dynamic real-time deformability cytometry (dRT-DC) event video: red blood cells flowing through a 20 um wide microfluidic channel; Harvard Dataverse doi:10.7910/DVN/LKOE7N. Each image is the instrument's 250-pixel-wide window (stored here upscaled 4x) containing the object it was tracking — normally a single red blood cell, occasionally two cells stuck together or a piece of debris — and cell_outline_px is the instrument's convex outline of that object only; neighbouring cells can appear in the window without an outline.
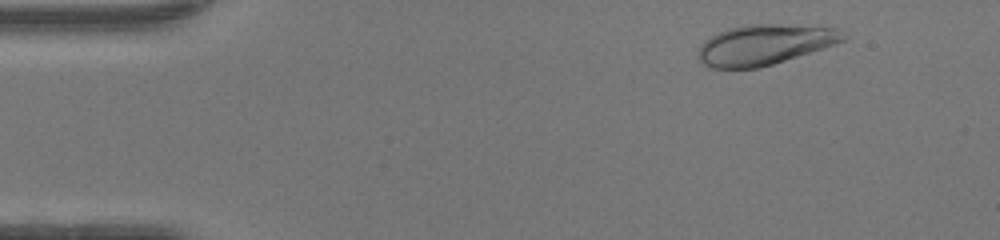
{"species": "human", "species_latin": "Homo sapiens", "temperature_condition": "warm", "stored_images_in_passage": 47, "camera_frame_rate_fps": 3000, "um_per_image_px": 0.085, "donor": {"sex": "female"}, "frame": {"image": 1, "passage_image": 4, "time_ms": 1.0, "image_size_px": [1000, 240], "cell_outline_px": [[848, 36], [844, 40], [760, 68], [708, 68], [696, 56], [700, 44], [704, 40], [728, 28], [748, 24], [776, 24], [832, 28]], "centroid_in_image_um": [64.87, 3.8], "position_along_channel_um": 20.1, "area_um2": 33.41}}
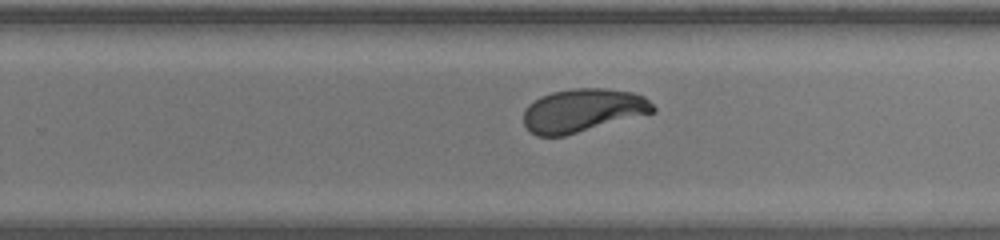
{"frame": {"image": 2, "passage_image": 29, "time_ms": 9.333, "image_size_px": [1000, 240], "cell_outline_px": [[656, 112], [564, 136], [536, 136], [528, 132], [524, 124], [524, 112], [528, 104], [540, 96], [552, 92], [572, 88], [604, 88], [632, 92], [644, 96], [656, 108]], "centroid_in_image_um": [49.52, 9.39], "position_along_channel_um": 280.3, "area_um2": 32.89}}
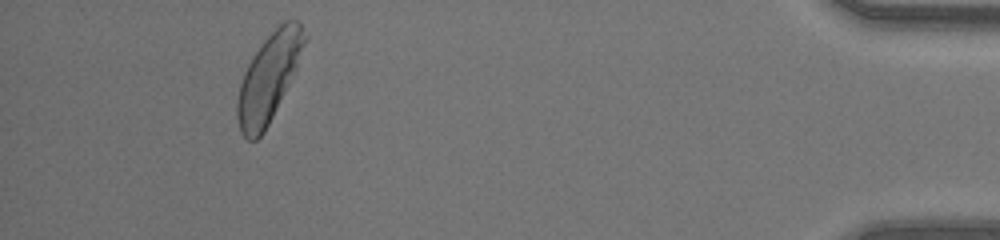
{"frame": {"image": 3, "passage_image": 43, "time_ms": 14.0, "image_size_px": [1000, 240], "cell_outline_px": [[304, 44], [296, 68], [264, 132], [256, 140], [248, 140], [240, 132], [236, 116], [236, 104], [240, 84], [244, 72], [252, 56], [264, 40], [284, 20], [296, 20], [300, 24], [304, 40]], "centroid_in_image_um": [22.78, 6.65], "position_along_channel_um": 412.4, "area_um2": 33.29}, "authors_computed_cell_mechanics": {"area_um2": 33.524, "velocity_mm_per_s": 4.2701, "shape_relaxation_time_tau1_ms": 3.0812, "shape_relaxation_time_tau2_ms": null, "deformation_change_tau1": 0.1783, "deformation_change_tau2": null}}